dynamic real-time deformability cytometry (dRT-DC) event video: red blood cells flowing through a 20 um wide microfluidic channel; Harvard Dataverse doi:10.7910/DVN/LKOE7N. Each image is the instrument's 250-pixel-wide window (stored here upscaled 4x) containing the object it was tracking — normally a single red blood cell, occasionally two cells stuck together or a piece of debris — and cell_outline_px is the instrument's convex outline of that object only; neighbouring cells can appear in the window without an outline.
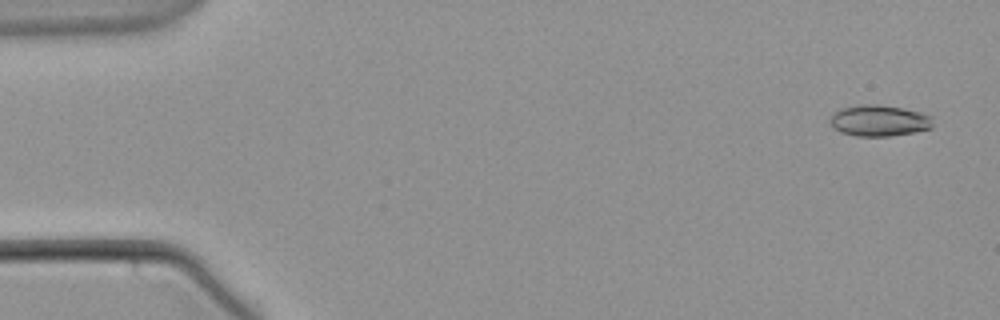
{"species": "common noctule bat (a hibernating species)", "species_latin": "Nyctalus noctula", "temperature_condition": "warm", "stored_images_in_passage": 57, "camera_frame_rate_fps": 3000, "um_per_image_px": 0.085, "animal": {"sex": "male", "body_mass_g": 21.5, "forearm_length_mm": 52.0}, "frame": {"image": 1, "passage_image": 3, "time_ms": 0.667, "image_size_px": [1000, 320], "cell_outline_px": [[932, 128], [916, 132], [892, 136], [856, 136], [840, 132], [832, 128], [828, 120], [832, 112], [840, 108], [860, 104], [880, 104], [904, 108], [920, 112], [932, 116]], "centroid_in_image_um": [74.68, 10.25], "position_along_channel_um": 10.3, "area_um2": 19.19}}
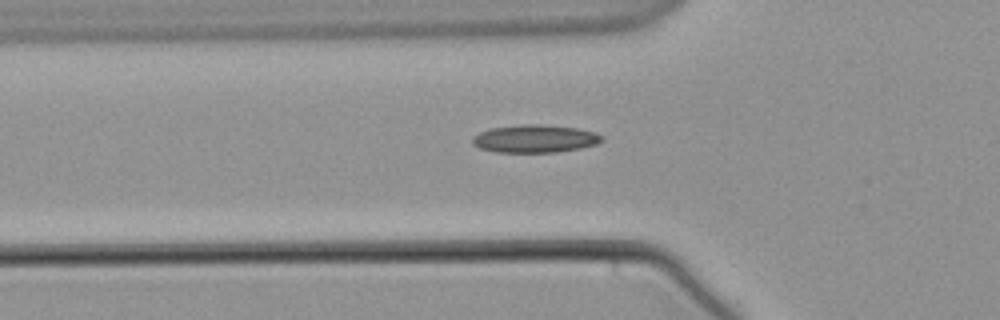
{"frame": {"image": 2, "passage_image": 20, "time_ms": 6.333, "image_size_px": [1000, 320], "cell_outline_px": [[604, 140], [596, 144], [580, 148], [556, 152], [496, 152], [480, 148], [472, 144], [472, 136], [480, 132], [492, 128], [520, 124], [540, 124], [580, 128], [596, 132], [604, 136]], "centroid_in_image_um": [45.49, 11.78], "position_along_channel_um": 80.3, "area_um2": 21.15}}
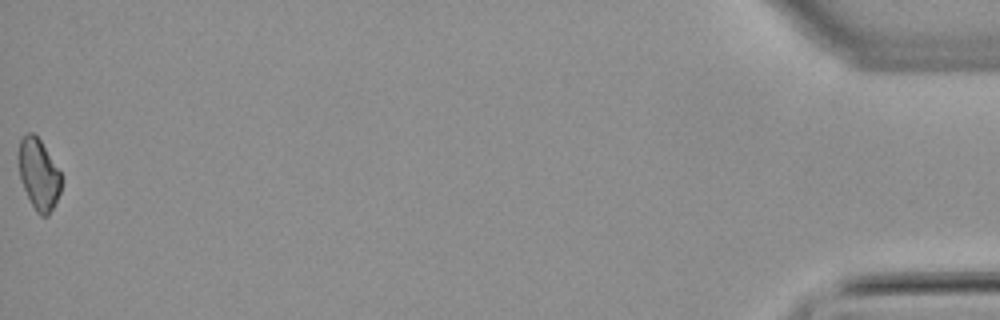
{"frame": {"image": 3, "passage_image": 57, "time_ms": 18.667, "image_size_px": [1000, 320], "cell_outline_px": [[60, 192], [56, 204], [48, 216], [40, 216], [36, 212], [24, 188], [20, 176], [16, 156], [20, 140], [28, 132], [32, 132], [40, 140], [60, 172]], "centroid_in_image_um": [3.26, 14.82], "position_along_channel_um": 431.9, "area_um2": 17.57}}